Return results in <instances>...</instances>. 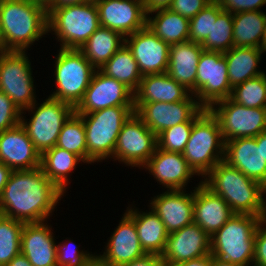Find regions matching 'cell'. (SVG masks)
<instances>
[{"label": "cell", "instance_id": "cell-37", "mask_svg": "<svg viewBox=\"0 0 266 266\" xmlns=\"http://www.w3.org/2000/svg\"><path fill=\"white\" fill-rule=\"evenodd\" d=\"M24 223L0 214V266H6L21 252V232Z\"/></svg>", "mask_w": 266, "mask_h": 266}, {"label": "cell", "instance_id": "cell-27", "mask_svg": "<svg viewBox=\"0 0 266 266\" xmlns=\"http://www.w3.org/2000/svg\"><path fill=\"white\" fill-rule=\"evenodd\" d=\"M129 205L125 213L135 222L140 245L146 254L162 255L169 233L159 216L149 211H139L136 206Z\"/></svg>", "mask_w": 266, "mask_h": 266}, {"label": "cell", "instance_id": "cell-39", "mask_svg": "<svg viewBox=\"0 0 266 266\" xmlns=\"http://www.w3.org/2000/svg\"><path fill=\"white\" fill-rule=\"evenodd\" d=\"M223 9L216 0H212L203 10L190 20L189 41L201 44L213 28V18H217Z\"/></svg>", "mask_w": 266, "mask_h": 266}, {"label": "cell", "instance_id": "cell-54", "mask_svg": "<svg viewBox=\"0 0 266 266\" xmlns=\"http://www.w3.org/2000/svg\"><path fill=\"white\" fill-rule=\"evenodd\" d=\"M30 1L47 9L53 3L54 0H30Z\"/></svg>", "mask_w": 266, "mask_h": 266}, {"label": "cell", "instance_id": "cell-26", "mask_svg": "<svg viewBox=\"0 0 266 266\" xmlns=\"http://www.w3.org/2000/svg\"><path fill=\"white\" fill-rule=\"evenodd\" d=\"M203 50L201 44L192 41L170 45L167 73L193 95L196 93L197 66Z\"/></svg>", "mask_w": 266, "mask_h": 266}, {"label": "cell", "instance_id": "cell-11", "mask_svg": "<svg viewBox=\"0 0 266 266\" xmlns=\"http://www.w3.org/2000/svg\"><path fill=\"white\" fill-rule=\"evenodd\" d=\"M209 110L219 121L224 142L266 131V108L246 107L229 97L215 102Z\"/></svg>", "mask_w": 266, "mask_h": 266}, {"label": "cell", "instance_id": "cell-36", "mask_svg": "<svg viewBox=\"0 0 266 266\" xmlns=\"http://www.w3.org/2000/svg\"><path fill=\"white\" fill-rule=\"evenodd\" d=\"M233 14L222 10L213 18L211 34L201 43L205 51L225 53L233 47Z\"/></svg>", "mask_w": 266, "mask_h": 266}, {"label": "cell", "instance_id": "cell-13", "mask_svg": "<svg viewBox=\"0 0 266 266\" xmlns=\"http://www.w3.org/2000/svg\"><path fill=\"white\" fill-rule=\"evenodd\" d=\"M232 90L224 54L203 50L197 66L194 94L198 103L209 109L215 102L231 97Z\"/></svg>", "mask_w": 266, "mask_h": 266}, {"label": "cell", "instance_id": "cell-12", "mask_svg": "<svg viewBox=\"0 0 266 266\" xmlns=\"http://www.w3.org/2000/svg\"><path fill=\"white\" fill-rule=\"evenodd\" d=\"M157 147V135L133 112L122 125L114 149L113 161L143 170V166Z\"/></svg>", "mask_w": 266, "mask_h": 266}, {"label": "cell", "instance_id": "cell-2", "mask_svg": "<svg viewBox=\"0 0 266 266\" xmlns=\"http://www.w3.org/2000/svg\"><path fill=\"white\" fill-rule=\"evenodd\" d=\"M202 183L221 196L235 214H247L265 218L266 187L248 178L226 161H220Z\"/></svg>", "mask_w": 266, "mask_h": 266}, {"label": "cell", "instance_id": "cell-48", "mask_svg": "<svg viewBox=\"0 0 266 266\" xmlns=\"http://www.w3.org/2000/svg\"><path fill=\"white\" fill-rule=\"evenodd\" d=\"M172 2L173 0H144L143 7L145 10V13L148 14L158 9L169 8Z\"/></svg>", "mask_w": 266, "mask_h": 266}, {"label": "cell", "instance_id": "cell-47", "mask_svg": "<svg viewBox=\"0 0 266 266\" xmlns=\"http://www.w3.org/2000/svg\"><path fill=\"white\" fill-rule=\"evenodd\" d=\"M169 266H212V254L209 253L205 256L178 262Z\"/></svg>", "mask_w": 266, "mask_h": 266}, {"label": "cell", "instance_id": "cell-4", "mask_svg": "<svg viewBox=\"0 0 266 266\" xmlns=\"http://www.w3.org/2000/svg\"><path fill=\"white\" fill-rule=\"evenodd\" d=\"M261 219L254 215H233L210 236L213 257L239 266L253 264L255 232Z\"/></svg>", "mask_w": 266, "mask_h": 266}, {"label": "cell", "instance_id": "cell-20", "mask_svg": "<svg viewBox=\"0 0 266 266\" xmlns=\"http://www.w3.org/2000/svg\"><path fill=\"white\" fill-rule=\"evenodd\" d=\"M211 253L210 236L196 223L168 235L161 258L165 266Z\"/></svg>", "mask_w": 266, "mask_h": 266}, {"label": "cell", "instance_id": "cell-9", "mask_svg": "<svg viewBox=\"0 0 266 266\" xmlns=\"http://www.w3.org/2000/svg\"><path fill=\"white\" fill-rule=\"evenodd\" d=\"M26 111L31 112L30 119L24 117ZM74 111L70 104L48 97L41 104L36 101L23 110L20 124L26 130L35 148L42 154L56 146L64 122Z\"/></svg>", "mask_w": 266, "mask_h": 266}, {"label": "cell", "instance_id": "cell-17", "mask_svg": "<svg viewBox=\"0 0 266 266\" xmlns=\"http://www.w3.org/2000/svg\"><path fill=\"white\" fill-rule=\"evenodd\" d=\"M100 26L120 33L124 38L146 26L147 14L143 1L94 0Z\"/></svg>", "mask_w": 266, "mask_h": 266}, {"label": "cell", "instance_id": "cell-23", "mask_svg": "<svg viewBox=\"0 0 266 266\" xmlns=\"http://www.w3.org/2000/svg\"><path fill=\"white\" fill-rule=\"evenodd\" d=\"M224 161L266 187V160L263 158L262 143H257L255 137L226 141Z\"/></svg>", "mask_w": 266, "mask_h": 266}, {"label": "cell", "instance_id": "cell-41", "mask_svg": "<svg viewBox=\"0 0 266 266\" xmlns=\"http://www.w3.org/2000/svg\"><path fill=\"white\" fill-rule=\"evenodd\" d=\"M67 241L56 244L57 266H88L95 258L87 250H80L79 246L73 242V239L65 238ZM69 239V240H68ZM68 242V243H67Z\"/></svg>", "mask_w": 266, "mask_h": 266}, {"label": "cell", "instance_id": "cell-1", "mask_svg": "<svg viewBox=\"0 0 266 266\" xmlns=\"http://www.w3.org/2000/svg\"><path fill=\"white\" fill-rule=\"evenodd\" d=\"M63 196L41 167L12 170L0 196V214L23 223L47 222Z\"/></svg>", "mask_w": 266, "mask_h": 266}, {"label": "cell", "instance_id": "cell-16", "mask_svg": "<svg viewBox=\"0 0 266 266\" xmlns=\"http://www.w3.org/2000/svg\"><path fill=\"white\" fill-rule=\"evenodd\" d=\"M125 44L137 61L142 76L167 72L170 45L147 26L125 37Z\"/></svg>", "mask_w": 266, "mask_h": 266}, {"label": "cell", "instance_id": "cell-14", "mask_svg": "<svg viewBox=\"0 0 266 266\" xmlns=\"http://www.w3.org/2000/svg\"><path fill=\"white\" fill-rule=\"evenodd\" d=\"M135 113L157 136L167 128L186 121H195L205 110L191 94L174 103L134 102Z\"/></svg>", "mask_w": 266, "mask_h": 266}, {"label": "cell", "instance_id": "cell-53", "mask_svg": "<svg viewBox=\"0 0 266 266\" xmlns=\"http://www.w3.org/2000/svg\"><path fill=\"white\" fill-rule=\"evenodd\" d=\"M212 266H239V265L232 264L228 261H224V260L219 259L217 257H213V255H212Z\"/></svg>", "mask_w": 266, "mask_h": 266}, {"label": "cell", "instance_id": "cell-56", "mask_svg": "<svg viewBox=\"0 0 266 266\" xmlns=\"http://www.w3.org/2000/svg\"><path fill=\"white\" fill-rule=\"evenodd\" d=\"M88 266H105L100 261H98L96 258L88 265Z\"/></svg>", "mask_w": 266, "mask_h": 266}, {"label": "cell", "instance_id": "cell-38", "mask_svg": "<svg viewBox=\"0 0 266 266\" xmlns=\"http://www.w3.org/2000/svg\"><path fill=\"white\" fill-rule=\"evenodd\" d=\"M230 98L246 107L266 108V71L236 85Z\"/></svg>", "mask_w": 266, "mask_h": 266}, {"label": "cell", "instance_id": "cell-19", "mask_svg": "<svg viewBox=\"0 0 266 266\" xmlns=\"http://www.w3.org/2000/svg\"><path fill=\"white\" fill-rule=\"evenodd\" d=\"M143 167L166 190H186L191 178L198 176L182 153L165 151L158 147Z\"/></svg>", "mask_w": 266, "mask_h": 266}, {"label": "cell", "instance_id": "cell-32", "mask_svg": "<svg viewBox=\"0 0 266 266\" xmlns=\"http://www.w3.org/2000/svg\"><path fill=\"white\" fill-rule=\"evenodd\" d=\"M124 44L125 38L120 33L100 26L79 50L100 69Z\"/></svg>", "mask_w": 266, "mask_h": 266}, {"label": "cell", "instance_id": "cell-22", "mask_svg": "<svg viewBox=\"0 0 266 266\" xmlns=\"http://www.w3.org/2000/svg\"><path fill=\"white\" fill-rule=\"evenodd\" d=\"M0 163L11 170H31L40 167L41 154L20 123L0 132Z\"/></svg>", "mask_w": 266, "mask_h": 266}, {"label": "cell", "instance_id": "cell-55", "mask_svg": "<svg viewBox=\"0 0 266 266\" xmlns=\"http://www.w3.org/2000/svg\"><path fill=\"white\" fill-rule=\"evenodd\" d=\"M260 49L262 50L263 53L266 52V23H265L263 41H262V44L260 46Z\"/></svg>", "mask_w": 266, "mask_h": 266}, {"label": "cell", "instance_id": "cell-31", "mask_svg": "<svg viewBox=\"0 0 266 266\" xmlns=\"http://www.w3.org/2000/svg\"><path fill=\"white\" fill-rule=\"evenodd\" d=\"M82 162L84 163L76 154L54 146L41 154L40 167L45 176L66 194L70 173Z\"/></svg>", "mask_w": 266, "mask_h": 266}, {"label": "cell", "instance_id": "cell-5", "mask_svg": "<svg viewBox=\"0 0 266 266\" xmlns=\"http://www.w3.org/2000/svg\"><path fill=\"white\" fill-rule=\"evenodd\" d=\"M133 112L134 106H115L79 114L86 132L87 164L113 159L122 125Z\"/></svg>", "mask_w": 266, "mask_h": 266}, {"label": "cell", "instance_id": "cell-10", "mask_svg": "<svg viewBox=\"0 0 266 266\" xmlns=\"http://www.w3.org/2000/svg\"><path fill=\"white\" fill-rule=\"evenodd\" d=\"M31 66L26 51H0V91L21 111L37 101Z\"/></svg>", "mask_w": 266, "mask_h": 266}, {"label": "cell", "instance_id": "cell-30", "mask_svg": "<svg viewBox=\"0 0 266 266\" xmlns=\"http://www.w3.org/2000/svg\"><path fill=\"white\" fill-rule=\"evenodd\" d=\"M146 26L168 45L189 41L190 20L169 8L148 13Z\"/></svg>", "mask_w": 266, "mask_h": 266}, {"label": "cell", "instance_id": "cell-52", "mask_svg": "<svg viewBox=\"0 0 266 266\" xmlns=\"http://www.w3.org/2000/svg\"><path fill=\"white\" fill-rule=\"evenodd\" d=\"M255 139L257 143H262L263 158L266 160V131L261 132Z\"/></svg>", "mask_w": 266, "mask_h": 266}, {"label": "cell", "instance_id": "cell-28", "mask_svg": "<svg viewBox=\"0 0 266 266\" xmlns=\"http://www.w3.org/2000/svg\"><path fill=\"white\" fill-rule=\"evenodd\" d=\"M190 95L189 90L165 72L144 75L134 92V102L174 103L186 100Z\"/></svg>", "mask_w": 266, "mask_h": 266}, {"label": "cell", "instance_id": "cell-29", "mask_svg": "<svg viewBox=\"0 0 266 266\" xmlns=\"http://www.w3.org/2000/svg\"><path fill=\"white\" fill-rule=\"evenodd\" d=\"M223 54L227 62L229 83L232 88L265 73L264 70H259L261 57L264 54L260 48L233 46Z\"/></svg>", "mask_w": 266, "mask_h": 266}, {"label": "cell", "instance_id": "cell-51", "mask_svg": "<svg viewBox=\"0 0 266 266\" xmlns=\"http://www.w3.org/2000/svg\"><path fill=\"white\" fill-rule=\"evenodd\" d=\"M6 266H33L21 252L16 255Z\"/></svg>", "mask_w": 266, "mask_h": 266}, {"label": "cell", "instance_id": "cell-42", "mask_svg": "<svg viewBox=\"0 0 266 266\" xmlns=\"http://www.w3.org/2000/svg\"><path fill=\"white\" fill-rule=\"evenodd\" d=\"M21 110L2 91H0V132L13 128L20 123Z\"/></svg>", "mask_w": 266, "mask_h": 266}, {"label": "cell", "instance_id": "cell-6", "mask_svg": "<svg viewBox=\"0 0 266 266\" xmlns=\"http://www.w3.org/2000/svg\"><path fill=\"white\" fill-rule=\"evenodd\" d=\"M225 142L218 119L206 109L194 122L183 156L194 172L204 178L224 160ZM201 175V176H200Z\"/></svg>", "mask_w": 266, "mask_h": 266}, {"label": "cell", "instance_id": "cell-43", "mask_svg": "<svg viewBox=\"0 0 266 266\" xmlns=\"http://www.w3.org/2000/svg\"><path fill=\"white\" fill-rule=\"evenodd\" d=\"M212 0H173L170 10L188 19L193 18L203 10Z\"/></svg>", "mask_w": 266, "mask_h": 266}, {"label": "cell", "instance_id": "cell-40", "mask_svg": "<svg viewBox=\"0 0 266 266\" xmlns=\"http://www.w3.org/2000/svg\"><path fill=\"white\" fill-rule=\"evenodd\" d=\"M194 121H186L167 128L157 136L158 148L183 153L184 148L190 138Z\"/></svg>", "mask_w": 266, "mask_h": 266}, {"label": "cell", "instance_id": "cell-7", "mask_svg": "<svg viewBox=\"0 0 266 266\" xmlns=\"http://www.w3.org/2000/svg\"><path fill=\"white\" fill-rule=\"evenodd\" d=\"M48 33H53L60 48L80 49L100 27L98 8L94 0L58 9H46Z\"/></svg>", "mask_w": 266, "mask_h": 266}, {"label": "cell", "instance_id": "cell-8", "mask_svg": "<svg viewBox=\"0 0 266 266\" xmlns=\"http://www.w3.org/2000/svg\"><path fill=\"white\" fill-rule=\"evenodd\" d=\"M57 51L53 69L56 91L47 97L70 104L75 109L82 101L96 68L79 49L60 48Z\"/></svg>", "mask_w": 266, "mask_h": 266}, {"label": "cell", "instance_id": "cell-35", "mask_svg": "<svg viewBox=\"0 0 266 266\" xmlns=\"http://www.w3.org/2000/svg\"><path fill=\"white\" fill-rule=\"evenodd\" d=\"M56 146L76 154L87 164V143L84 123L82 117L75 111L64 122Z\"/></svg>", "mask_w": 266, "mask_h": 266}, {"label": "cell", "instance_id": "cell-3", "mask_svg": "<svg viewBox=\"0 0 266 266\" xmlns=\"http://www.w3.org/2000/svg\"><path fill=\"white\" fill-rule=\"evenodd\" d=\"M2 51H26L48 34L44 7L30 0H0Z\"/></svg>", "mask_w": 266, "mask_h": 266}, {"label": "cell", "instance_id": "cell-33", "mask_svg": "<svg viewBox=\"0 0 266 266\" xmlns=\"http://www.w3.org/2000/svg\"><path fill=\"white\" fill-rule=\"evenodd\" d=\"M266 23L263 10L233 14V46L260 48Z\"/></svg>", "mask_w": 266, "mask_h": 266}, {"label": "cell", "instance_id": "cell-15", "mask_svg": "<svg viewBox=\"0 0 266 266\" xmlns=\"http://www.w3.org/2000/svg\"><path fill=\"white\" fill-rule=\"evenodd\" d=\"M115 106H134V92L124 83L96 69L75 112L88 114Z\"/></svg>", "mask_w": 266, "mask_h": 266}, {"label": "cell", "instance_id": "cell-45", "mask_svg": "<svg viewBox=\"0 0 266 266\" xmlns=\"http://www.w3.org/2000/svg\"><path fill=\"white\" fill-rule=\"evenodd\" d=\"M253 264L266 266V218L260 220L255 232Z\"/></svg>", "mask_w": 266, "mask_h": 266}, {"label": "cell", "instance_id": "cell-44", "mask_svg": "<svg viewBox=\"0 0 266 266\" xmlns=\"http://www.w3.org/2000/svg\"><path fill=\"white\" fill-rule=\"evenodd\" d=\"M219 6L230 13L261 10L266 0H216Z\"/></svg>", "mask_w": 266, "mask_h": 266}, {"label": "cell", "instance_id": "cell-46", "mask_svg": "<svg viewBox=\"0 0 266 266\" xmlns=\"http://www.w3.org/2000/svg\"><path fill=\"white\" fill-rule=\"evenodd\" d=\"M122 266H165V264L160 255L145 254L144 256L123 264Z\"/></svg>", "mask_w": 266, "mask_h": 266}, {"label": "cell", "instance_id": "cell-57", "mask_svg": "<svg viewBox=\"0 0 266 266\" xmlns=\"http://www.w3.org/2000/svg\"><path fill=\"white\" fill-rule=\"evenodd\" d=\"M0 51H2V39H1V34H0Z\"/></svg>", "mask_w": 266, "mask_h": 266}, {"label": "cell", "instance_id": "cell-34", "mask_svg": "<svg viewBox=\"0 0 266 266\" xmlns=\"http://www.w3.org/2000/svg\"><path fill=\"white\" fill-rule=\"evenodd\" d=\"M106 76L124 83L135 92L142 79L138 63L131 50L124 44L100 69Z\"/></svg>", "mask_w": 266, "mask_h": 266}, {"label": "cell", "instance_id": "cell-50", "mask_svg": "<svg viewBox=\"0 0 266 266\" xmlns=\"http://www.w3.org/2000/svg\"><path fill=\"white\" fill-rule=\"evenodd\" d=\"M12 170L3 163H0V196L9 179Z\"/></svg>", "mask_w": 266, "mask_h": 266}, {"label": "cell", "instance_id": "cell-18", "mask_svg": "<svg viewBox=\"0 0 266 266\" xmlns=\"http://www.w3.org/2000/svg\"><path fill=\"white\" fill-rule=\"evenodd\" d=\"M107 241L103 254H96V259L105 266H122L146 254L140 245L135 222L126 213Z\"/></svg>", "mask_w": 266, "mask_h": 266}, {"label": "cell", "instance_id": "cell-21", "mask_svg": "<svg viewBox=\"0 0 266 266\" xmlns=\"http://www.w3.org/2000/svg\"><path fill=\"white\" fill-rule=\"evenodd\" d=\"M166 190L151 197L150 207L164 223L166 231L172 232L193 223L194 189Z\"/></svg>", "mask_w": 266, "mask_h": 266}, {"label": "cell", "instance_id": "cell-49", "mask_svg": "<svg viewBox=\"0 0 266 266\" xmlns=\"http://www.w3.org/2000/svg\"><path fill=\"white\" fill-rule=\"evenodd\" d=\"M92 0H54L47 9H58L66 6L79 5Z\"/></svg>", "mask_w": 266, "mask_h": 266}, {"label": "cell", "instance_id": "cell-24", "mask_svg": "<svg viewBox=\"0 0 266 266\" xmlns=\"http://www.w3.org/2000/svg\"><path fill=\"white\" fill-rule=\"evenodd\" d=\"M48 221L24 223L20 249L33 266H57L56 239Z\"/></svg>", "mask_w": 266, "mask_h": 266}, {"label": "cell", "instance_id": "cell-25", "mask_svg": "<svg viewBox=\"0 0 266 266\" xmlns=\"http://www.w3.org/2000/svg\"><path fill=\"white\" fill-rule=\"evenodd\" d=\"M235 213L227 202L207 188L200 179L194 187L193 223L209 236L218 231Z\"/></svg>", "mask_w": 266, "mask_h": 266}]
</instances>
